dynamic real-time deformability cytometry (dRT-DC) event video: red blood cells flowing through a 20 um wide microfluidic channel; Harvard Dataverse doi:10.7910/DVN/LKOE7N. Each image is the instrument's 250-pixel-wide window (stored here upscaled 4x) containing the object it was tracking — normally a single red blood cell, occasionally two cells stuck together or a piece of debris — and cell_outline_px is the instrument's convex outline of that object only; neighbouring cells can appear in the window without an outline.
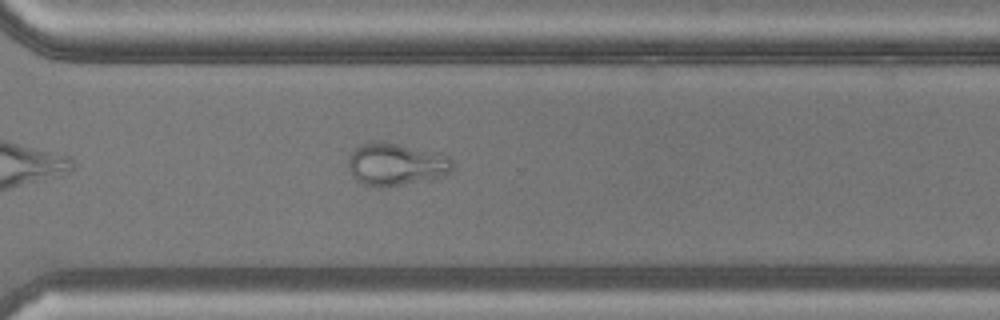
{"species": "common noctule bat (a hibernating species)", "species_latin": "Nyctalus noctula", "temperature_condition": "warm", "stored_images_in_passage": 35, "camera_frame_rate_fps": 3000, "um_per_image_px": 0.085, "animal": {"sex": "male", "body_mass_g": 20.5, "forearm_length_mm": 52.5}, "frame": {"image": 1, "passage_image": 30, "time_ms": 9.667, "image_size_px": [1000, 320], "cell_outline_px": [[452, 168], [444, 176], [380, 188], [364, 184], [356, 180], [352, 176], [348, 168], [348, 156], [360, 144], [396, 144], [432, 152], [448, 156], [452, 160]], "centroid_in_image_um": [33.61, 14.01], "position_along_channel_um": 337.0, "area_um2": 24.91}}